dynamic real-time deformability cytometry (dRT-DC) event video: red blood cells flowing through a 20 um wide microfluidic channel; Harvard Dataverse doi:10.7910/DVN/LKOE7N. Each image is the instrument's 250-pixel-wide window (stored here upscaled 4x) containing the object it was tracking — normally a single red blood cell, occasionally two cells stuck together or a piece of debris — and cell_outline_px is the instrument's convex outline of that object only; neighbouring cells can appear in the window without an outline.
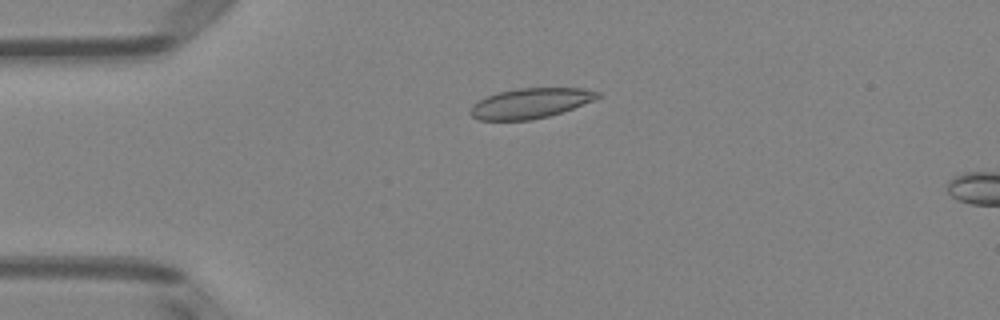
{"species": "Egyptian fruit bat (a non-hibernating species)", "species_latin": "Rousettus aegyptiacus", "temperature_condition": "room temperature", "stored_images_in_passage": 16, "camera_frame_rate_fps": 3000, "um_per_image_px": 0.085, "animal": {"sex": "female"}, "frame": {"image": 1, "passage_image": 12, "time_ms": 3.667, "image_size_px": [1000, 320], "cell_outline_px": [[600, 96], [596, 100], [548, 116], [532, 120], [480, 120], [472, 116], [468, 112], [472, 104], [488, 96], [500, 92], [516, 88], [584, 88], [600, 92]], "centroid_in_image_um": [45.09, 8.77], "position_along_channel_um": 39.9, "area_um2": 22.25}}